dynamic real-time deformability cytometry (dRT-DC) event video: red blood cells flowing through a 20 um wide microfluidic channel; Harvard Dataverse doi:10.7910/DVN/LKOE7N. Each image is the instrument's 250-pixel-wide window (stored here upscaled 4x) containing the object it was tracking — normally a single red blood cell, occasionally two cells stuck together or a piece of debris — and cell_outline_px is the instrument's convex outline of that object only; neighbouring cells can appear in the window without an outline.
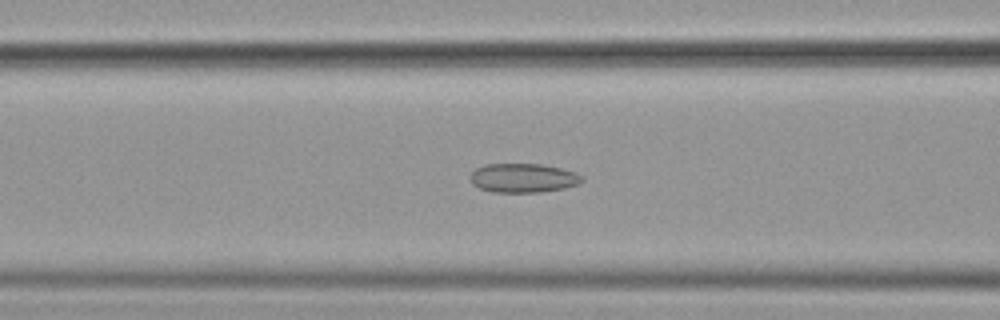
{"species": "common noctule bat (a hibernating species)", "species_latin": "Nyctalus noctula", "temperature_condition": "cold", "stored_images_in_passage": 49, "camera_frame_rate_fps": 3000, "um_per_image_px": 0.085, "animal": {"sex": "female", "body_mass_g": 19.9}, "frame": {"image": 1, "passage_image": 15, "time_ms": 4.667, "image_size_px": [1000, 320], "cell_outline_px": [[584, 180], [576, 184], [564, 188], [540, 192], [492, 192], [480, 188], [472, 184], [472, 172], [476, 168], [484, 164], [540, 164], [560, 168], [576, 172], [584, 176]], "centroid_in_image_um": [44.49, 15.12], "position_along_channel_um": 122.1, "area_um2": 18.84}}
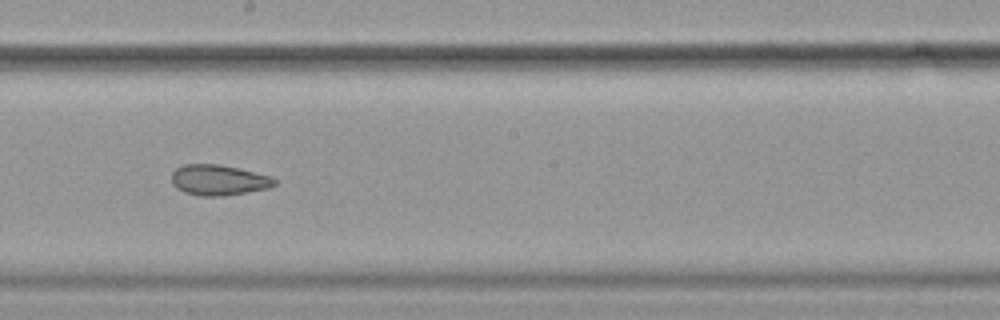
{"frame": {"image": 2, "passage_image": 24, "time_ms": 7.667, "image_size_px": [1000, 320], "cell_outline_px": [[276, 184], [268, 188], [224, 196], [200, 196], [184, 192], [176, 188], [172, 184], [172, 172], [176, 168], [184, 164], [216, 164], [236, 168], [272, 176], [276, 180]], "centroid_in_image_um": [18.56, 15.31], "position_along_channel_um": 229.6, "area_um2": 18.26}}
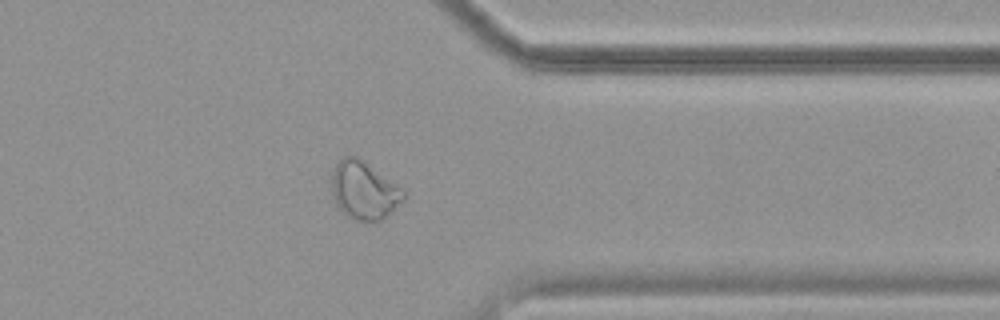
{"frame": {"image": 3, "passage_image": 37, "time_ms": 12.0, "image_size_px": [1000, 320], "cell_outline_px": [[408, 196], [404, 200], [380, 220], [356, 220], [344, 216], [336, 204], [332, 196], [332, 172], [336, 164], [344, 156], [356, 156], [408, 192]], "centroid_in_image_um": [30.94, 16.19], "position_along_channel_um": 380.5, "area_um2": 24.1}, "authors_computed_cell_mechanics": {"area_um2": 20.5768, "velocity_mm_per_s": 3.5878, "shape_relaxation_time_tau1_ms": null, "shape_relaxation_time_tau2_ms": 2.8258, "deformation_change_tau1": null, "deformation_change_tau2": 0.096}}